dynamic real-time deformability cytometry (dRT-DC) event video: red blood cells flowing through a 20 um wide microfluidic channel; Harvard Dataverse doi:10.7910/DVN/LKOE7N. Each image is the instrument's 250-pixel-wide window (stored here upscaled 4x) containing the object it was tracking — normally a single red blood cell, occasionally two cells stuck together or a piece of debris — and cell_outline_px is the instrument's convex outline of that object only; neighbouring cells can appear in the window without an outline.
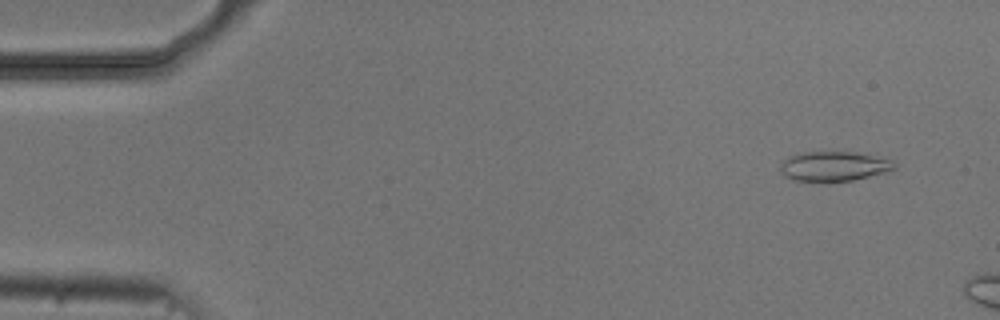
{"species": "common noctule bat (a hibernating species)", "species_latin": "Nyctalus noctula", "temperature_condition": "cold", "stored_images_in_passage": 4, "camera_frame_rate_fps": 3000, "um_per_image_px": 0.085, "animal": {"sex": "male", "body_mass_g": 20.5, "forearm_length_mm": 52.5}, "frame": {"image": 1, "passage_image": 1, "time_ms": 0.0, "image_size_px": [1000, 320], "cell_outline_px": [[896, 168], [884, 172], [852, 180], [796, 180], [784, 176], [780, 172], [780, 164], [784, 160], [792, 156], [804, 152], [856, 152], [892, 160], [896, 164]], "centroid_in_image_um": [70.88, 14.11], "position_along_channel_um": 14.1, "area_um2": 19.19}}